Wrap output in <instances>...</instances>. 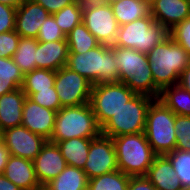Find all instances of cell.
I'll list each match as a JSON object with an SVG mask.
<instances>
[{
  "label": "cell",
  "instance_id": "4",
  "mask_svg": "<svg viewBox=\"0 0 190 190\" xmlns=\"http://www.w3.org/2000/svg\"><path fill=\"white\" fill-rule=\"evenodd\" d=\"M101 134L95 114L90 104L61 107L55 117L50 142L72 138H95Z\"/></svg>",
  "mask_w": 190,
  "mask_h": 190
},
{
  "label": "cell",
  "instance_id": "2",
  "mask_svg": "<svg viewBox=\"0 0 190 190\" xmlns=\"http://www.w3.org/2000/svg\"><path fill=\"white\" fill-rule=\"evenodd\" d=\"M119 82L125 83L136 94L158 99L161 90L154 84L146 53L113 46Z\"/></svg>",
  "mask_w": 190,
  "mask_h": 190
},
{
  "label": "cell",
  "instance_id": "6",
  "mask_svg": "<svg viewBox=\"0 0 190 190\" xmlns=\"http://www.w3.org/2000/svg\"><path fill=\"white\" fill-rule=\"evenodd\" d=\"M175 117L176 114L159 99L151 102L144 134L156 155H166L175 149Z\"/></svg>",
  "mask_w": 190,
  "mask_h": 190
},
{
  "label": "cell",
  "instance_id": "25",
  "mask_svg": "<svg viewBox=\"0 0 190 190\" xmlns=\"http://www.w3.org/2000/svg\"><path fill=\"white\" fill-rule=\"evenodd\" d=\"M174 114L190 116V92L179 84L164 87L158 98Z\"/></svg>",
  "mask_w": 190,
  "mask_h": 190
},
{
  "label": "cell",
  "instance_id": "45",
  "mask_svg": "<svg viewBox=\"0 0 190 190\" xmlns=\"http://www.w3.org/2000/svg\"><path fill=\"white\" fill-rule=\"evenodd\" d=\"M82 4H99V3H108L109 0H78Z\"/></svg>",
  "mask_w": 190,
  "mask_h": 190
},
{
  "label": "cell",
  "instance_id": "36",
  "mask_svg": "<svg viewBox=\"0 0 190 190\" xmlns=\"http://www.w3.org/2000/svg\"><path fill=\"white\" fill-rule=\"evenodd\" d=\"M169 35L190 55V17H187L172 28L169 31Z\"/></svg>",
  "mask_w": 190,
  "mask_h": 190
},
{
  "label": "cell",
  "instance_id": "16",
  "mask_svg": "<svg viewBox=\"0 0 190 190\" xmlns=\"http://www.w3.org/2000/svg\"><path fill=\"white\" fill-rule=\"evenodd\" d=\"M50 13L33 0H23L17 7L15 31L24 38H37L41 25Z\"/></svg>",
  "mask_w": 190,
  "mask_h": 190
},
{
  "label": "cell",
  "instance_id": "18",
  "mask_svg": "<svg viewBox=\"0 0 190 190\" xmlns=\"http://www.w3.org/2000/svg\"><path fill=\"white\" fill-rule=\"evenodd\" d=\"M3 174L22 190H43L36 178L31 160L11 155Z\"/></svg>",
  "mask_w": 190,
  "mask_h": 190
},
{
  "label": "cell",
  "instance_id": "3",
  "mask_svg": "<svg viewBox=\"0 0 190 190\" xmlns=\"http://www.w3.org/2000/svg\"><path fill=\"white\" fill-rule=\"evenodd\" d=\"M66 66L92 84L119 82L113 46L99 44L85 53H69Z\"/></svg>",
  "mask_w": 190,
  "mask_h": 190
},
{
  "label": "cell",
  "instance_id": "28",
  "mask_svg": "<svg viewBox=\"0 0 190 190\" xmlns=\"http://www.w3.org/2000/svg\"><path fill=\"white\" fill-rule=\"evenodd\" d=\"M38 42L35 38L20 37L18 47L12 59L24 74L36 69Z\"/></svg>",
  "mask_w": 190,
  "mask_h": 190
},
{
  "label": "cell",
  "instance_id": "1",
  "mask_svg": "<svg viewBox=\"0 0 190 190\" xmlns=\"http://www.w3.org/2000/svg\"><path fill=\"white\" fill-rule=\"evenodd\" d=\"M154 84L164 87L178 84L179 76L190 64V55L168 35L147 53Z\"/></svg>",
  "mask_w": 190,
  "mask_h": 190
},
{
  "label": "cell",
  "instance_id": "17",
  "mask_svg": "<svg viewBox=\"0 0 190 190\" xmlns=\"http://www.w3.org/2000/svg\"><path fill=\"white\" fill-rule=\"evenodd\" d=\"M150 14L169 32L190 17V0H156L150 6Z\"/></svg>",
  "mask_w": 190,
  "mask_h": 190
},
{
  "label": "cell",
  "instance_id": "27",
  "mask_svg": "<svg viewBox=\"0 0 190 190\" xmlns=\"http://www.w3.org/2000/svg\"><path fill=\"white\" fill-rule=\"evenodd\" d=\"M56 71L36 68L24 74V81L21 86L26 97H30L38 90L55 87Z\"/></svg>",
  "mask_w": 190,
  "mask_h": 190
},
{
  "label": "cell",
  "instance_id": "44",
  "mask_svg": "<svg viewBox=\"0 0 190 190\" xmlns=\"http://www.w3.org/2000/svg\"><path fill=\"white\" fill-rule=\"evenodd\" d=\"M23 2V0H0V3L5 4V5H9V6H13V7H18L21 3Z\"/></svg>",
  "mask_w": 190,
  "mask_h": 190
},
{
  "label": "cell",
  "instance_id": "38",
  "mask_svg": "<svg viewBox=\"0 0 190 190\" xmlns=\"http://www.w3.org/2000/svg\"><path fill=\"white\" fill-rule=\"evenodd\" d=\"M16 7L0 3V33L15 30Z\"/></svg>",
  "mask_w": 190,
  "mask_h": 190
},
{
  "label": "cell",
  "instance_id": "19",
  "mask_svg": "<svg viewBox=\"0 0 190 190\" xmlns=\"http://www.w3.org/2000/svg\"><path fill=\"white\" fill-rule=\"evenodd\" d=\"M36 68L57 71L67 65L69 48L67 40L38 42Z\"/></svg>",
  "mask_w": 190,
  "mask_h": 190
},
{
  "label": "cell",
  "instance_id": "42",
  "mask_svg": "<svg viewBox=\"0 0 190 190\" xmlns=\"http://www.w3.org/2000/svg\"><path fill=\"white\" fill-rule=\"evenodd\" d=\"M178 84L190 92V64L180 74Z\"/></svg>",
  "mask_w": 190,
  "mask_h": 190
},
{
  "label": "cell",
  "instance_id": "7",
  "mask_svg": "<svg viewBox=\"0 0 190 190\" xmlns=\"http://www.w3.org/2000/svg\"><path fill=\"white\" fill-rule=\"evenodd\" d=\"M153 100L150 96L136 94L101 127V134L113 138L144 132L147 111Z\"/></svg>",
  "mask_w": 190,
  "mask_h": 190
},
{
  "label": "cell",
  "instance_id": "10",
  "mask_svg": "<svg viewBox=\"0 0 190 190\" xmlns=\"http://www.w3.org/2000/svg\"><path fill=\"white\" fill-rule=\"evenodd\" d=\"M82 23L100 44L113 46L120 25L110 3L83 4Z\"/></svg>",
  "mask_w": 190,
  "mask_h": 190
},
{
  "label": "cell",
  "instance_id": "31",
  "mask_svg": "<svg viewBox=\"0 0 190 190\" xmlns=\"http://www.w3.org/2000/svg\"><path fill=\"white\" fill-rule=\"evenodd\" d=\"M56 23L67 35L75 26L82 23L83 18V4L76 0L71 5H68L53 14Z\"/></svg>",
  "mask_w": 190,
  "mask_h": 190
},
{
  "label": "cell",
  "instance_id": "47",
  "mask_svg": "<svg viewBox=\"0 0 190 190\" xmlns=\"http://www.w3.org/2000/svg\"><path fill=\"white\" fill-rule=\"evenodd\" d=\"M184 190H190V186H187L186 188H184Z\"/></svg>",
  "mask_w": 190,
  "mask_h": 190
},
{
  "label": "cell",
  "instance_id": "40",
  "mask_svg": "<svg viewBox=\"0 0 190 190\" xmlns=\"http://www.w3.org/2000/svg\"><path fill=\"white\" fill-rule=\"evenodd\" d=\"M127 190H157L146 176L130 177Z\"/></svg>",
  "mask_w": 190,
  "mask_h": 190
},
{
  "label": "cell",
  "instance_id": "13",
  "mask_svg": "<svg viewBox=\"0 0 190 190\" xmlns=\"http://www.w3.org/2000/svg\"><path fill=\"white\" fill-rule=\"evenodd\" d=\"M1 140L12 156L33 161L47 142L43 136L32 133L23 125L1 132Z\"/></svg>",
  "mask_w": 190,
  "mask_h": 190
},
{
  "label": "cell",
  "instance_id": "11",
  "mask_svg": "<svg viewBox=\"0 0 190 190\" xmlns=\"http://www.w3.org/2000/svg\"><path fill=\"white\" fill-rule=\"evenodd\" d=\"M92 83L67 66L56 71L55 89L62 107L88 104Z\"/></svg>",
  "mask_w": 190,
  "mask_h": 190
},
{
  "label": "cell",
  "instance_id": "39",
  "mask_svg": "<svg viewBox=\"0 0 190 190\" xmlns=\"http://www.w3.org/2000/svg\"><path fill=\"white\" fill-rule=\"evenodd\" d=\"M44 7L50 14L57 13L64 7L71 5L76 0H33Z\"/></svg>",
  "mask_w": 190,
  "mask_h": 190
},
{
  "label": "cell",
  "instance_id": "46",
  "mask_svg": "<svg viewBox=\"0 0 190 190\" xmlns=\"http://www.w3.org/2000/svg\"><path fill=\"white\" fill-rule=\"evenodd\" d=\"M149 6H151L156 0H144Z\"/></svg>",
  "mask_w": 190,
  "mask_h": 190
},
{
  "label": "cell",
  "instance_id": "22",
  "mask_svg": "<svg viewBox=\"0 0 190 190\" xmlns=\"http://www.w3.org/2000/svg\"><path fill=\"white\" fill-rule=\"evenodd\" d=\"M109 3L120 26L150 15V6L144 0H113Z\"/></svg>",
  "mask_w": 190,
  "mask_h": 190
},
{
  "label": "cell",
  "instance_id": "8",
  "mask_svg": "<svg viewBox=\"0 0 190 190\" xmlns=\"http://www.w3.org/2000/svg\"><path fill=\"white\" fill-rule=\"evenodd\" d=\"M168 35L169 32L150 14L148 17L120 26L113 46L130 48L147 54Z\"/></svg>",
  "mask_w": 190,
  "mask_h": 190
},
{
  "label": "cell",
  "instance_id": "29",
  "mask_svg": "<svg viewBox=\"0 0 190 190\" xmlns=\"http://www.w3.org/2000/svg\"><path fill=\"white\" fill-rule=\"evenodd\" d=\"M66 39L69 53H85L100 44L83 23L75 26L66 35Z\"/></svg>",
  "mask_w": 190,
  "mask_h": 190
},
{
  "label": "cell",
  "instance_id": "23",
  "mask_svg": "<svg viewBox=\"0 0 190 190\" xmlns=\"http://www.w3.org/2000/svg\"><path fill=\"white\" fill-rule=\"evenodd\" d=\"M93 138H72L56 143L67 165L83 169Z\"/></svg>",
  "mask_w": 190,
  "mask_h": 190
},
{
  "label": "cell",
  "instance_id": "5",
  "mask_svg": "<svg viewBox=\"0 0 190 190\" xmlns=\"http://www.w3.org/2000/svg\"><path fill=\"white\" fill-rule=\"evenodd\" d=\"M118 170L130 177L146 176L157 156L144 132L113 137Z\"/></svg>",
  "mask_w": 190,
  "mask_h": 190
},
{
  "label": "cell",
  "instance_id": "24",
  "mask_svg": "<svg viewBox=\"0 0 190 190\" xmlns=\"http://www.w3.org/2000/svg\"><path fill=\"white\" fill-rule=\"evenodd\" d=\"M88 180L83 169L67 165L43 190H87Z\"/></svg>",
  "mask_w": 190,
  "mask_h": 190
},
{
  "label": "cell",
  "instance_id": "37",
  "mask_svg": "<svg viewBox=\"0 0 190 190\" xmlns=\"http://www.w3.org/2000/svg\"><path fill=\"white\" fill-rule=\"evenodd\" d=\"M20 35L15 31L0 33V57L12 58L20 40Z\"/></svg>",
  "mask_w": 190,
  "mask_h": 190
},
{
  "label": "cell",
  "instance_id": "15",
  "mask_svg": "<svg viewBox=\"0 0 190 190\" xmlns=\"http://www.w3.org/2000/svg\"><path fill=\"white\" fill-rule=\"evenodd\" d=\"M56 113L57 111L40 106L29 97H26L22 112V125L32 133L39 134L50 140Z\"/></svg>",
  "mask_w": 190,
  "mask_h": 190
},
{
  "label": "cell",
  "instance_id": "20",
  "mask_svg": "<svg viewBox=\"0 0 190 190\" xmlns=\"http://www.w3.org/2000/svg\"><path fill=\"white\" fill-rule=\"evenodd\" d=\"M157 190H184L171 161L165 155H157L146 174Z\"/></svg>",
  "mask_w": 190,
  "mask_h": 190
},
{
  "label": "cell",
  "instance_id": "9",
  "mask_svg": "<svg viewBox=\"0 0 190 190\" xmlns=\"http://www.w3.org/2000/svg\"><path fill=\"white\" fill-rule=\"evenodd\" d=\"M136 93L125 83L93 84L89 104L97 123L102 127Z\"/></svg>",
  "mask_w": 190,
  "mask_h": 190
},
{
  "label": "cell",
  "instance_id": "32",
  "mask_svg": "<svg viewBox=\"0 0 190 190\" xmlns=\"http://www.w3.org/2000/svg\"><path fill=\"white\" fill-rule=\"evenodd\" d=\"M172 163L176 175L180 178L182 186H190V152L174 149L165 155Z\"/></svg>",
  "mask_w": 190,
  "mask_h": 190
},
{
  "label": "cell",
  "instance_id": "41",
  "mask_svg": "<svg viewBox=\"0 0 190 190\" xmlns=\"http://www.w3.org/2000/svg\"><path fill=\"white\" fill-rule=\"evenodd\" d=\"M10 156H11L10 151L1 141L0 142V174H3L4 169L7 165V161L9 160Z\"/></svg>",
  "mask_w": 190,
  "mask_h": 190
},
{
  "label": "cell",
  "instance_id": "12",
  "mask_svg": "<svg viewBox=\"0 0 190 190\" xmlns=\"http://www.w3.org/2000/svg\"><path fill=\"white\" fill-rule=\"evenodd\" d=\"M83 170L88 179L118 170L116 150L111 137L100 134L92 139Z\"/></svg>",
  "mask_w": 190,
  "mask_h": 190
},
{
  "label": "cell",
  "instance_id": "21",
  "mask_svg": "<svg viewBox=\"0 0 190 190\" xmlns=\"http://www.w3.org/2000/svg\"><path fill=\"white\" fill-rule=\"evenodd\" d=\"M26 95L18 88L0 97V131L22 125V112Z\"/></svg>",
  "mask_w": 190,
  "mask_h": 190
},
{
  "label": "cell",
  "instance_id": "30",
  "mask_svg": "<svg viewBox=\"0 0 190 190\" xmlns=\"http://www.w3.org/2000/svg\"><path fill=\"white\" fill-rule=\"evenodd\" d=\"M130 176L120 170L88 180L87 190H127Z\"/></svg>",
  "mask_w": 190,
  "mask_h": 190
},
{
  "label": "cell",
  "instance_id": "14",
  "mask_svg": "<svg viewBox=\"0 0 190 190\" xmlns=\"http://www.w3.org/2000/svg\"><path fill=\"white\" fill-rule=\"evenodd\" d=\"M33 164L36 178L42 188L55 179L67 166L57 144L49 140L42 146Z\"/></svg>",
  "mask_w": 190,
  "mask_h": 190
},
{
  "label": "cell",
  "instance_id": "33",
  "mask_svg": "<svg viewBox=\"0 0 190 190\" xmlns=\"http://www.w3.org/2000/svg\"><path fill=\"white\" fill-rule=\"evenodd\" d=\"M176 150L190 152V116L175 117Z\"/></svg>",
  "mask_w": 190,
  "mask_h": 190
},
{
  "label": "cell",
  "instance_id": "43",
  "mask_svg": "<svg viewBox=\"0 0 190 190\" xmlns=\"http://www.w3.org/2000/svg\"><path fill=\"white\" fill-rule=\"evenodd\" d=\"M0 190H22L5 177L4 174H0Z\"/></svg>",
  "mask_w": 190,
  "mask_h": 190
},
{
  "label": "cell",
  "instance_id": "26",
  "mask_svg": "<svg viewBox=\"0 0 190 190\" xmlns=\"http://www.w3.org/2000/svg\"><path fill=\"white\" fill-rule=\"evenodd\" d=\"M23 81L24 73L13 59L0 57V97L21 88Z\"/></svg>",
  "mask_w": 190,
  "mask_h": 190
},
{
  "label": "cell",
  "instance_id": "35",
  "mask_svg": "<svg viewBox=\"0 0 190 190\" xmlns=\"http://www.w3.org/2000/svg\"><path fill=\"white\" fill-rule=\"evenodd\" d=\"M29 98L40 106L51 110L58 111L62 107L55 87L38 90V92L33 93Z\"/></svg>",
  "mask_w": 190,
  "mask_h": 190
},
{
  "label": "cell",
  "instance_id": "34",
  "mask_svg": "<svg viewBox=\"0 0 190 190\" xmlns=\"http://www.w3.org/2000/svg\"><path fill=\"white\" fill-rule=\"evenodd\" d=\"M36 39L39 42L67 40L66 35L58 26L52 14H50L41 25Z\"/></svg>",
  "mask_w": 190,
  "mask_h": 190
}]
</instances>
